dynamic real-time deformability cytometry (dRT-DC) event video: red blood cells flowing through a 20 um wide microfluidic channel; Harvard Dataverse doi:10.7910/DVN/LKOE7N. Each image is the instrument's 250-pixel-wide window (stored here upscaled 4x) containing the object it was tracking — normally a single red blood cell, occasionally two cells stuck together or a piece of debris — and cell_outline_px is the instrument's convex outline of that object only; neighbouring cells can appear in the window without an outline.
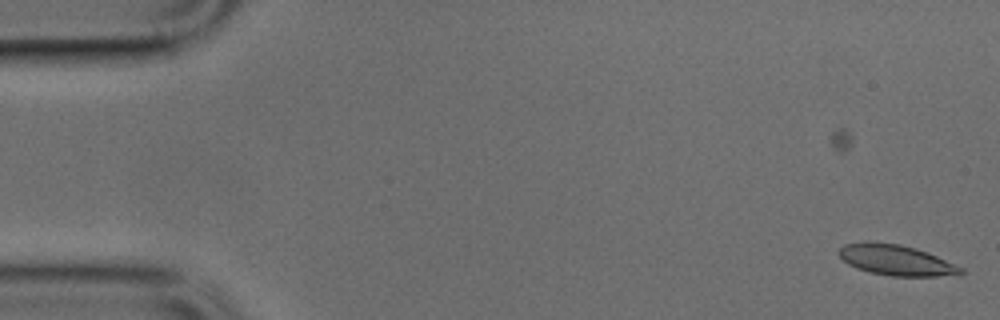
{"species": "common noctule bat (a hibernating species)", "species_latin": "Nyctalus noctula", "temperature_condition": "cold", "stored_images_in_passage": 6, "camera_frame_rate_fps": 3000, "um_per_image_px": 0.085, "animal": {"sex": "male", "body_mass_g": 17.9, "forearm_length_mm": 54.2}, "frame": {"image": 1, "passage_image": 6, "time_ms": 1.667, "image_size_px": [1000, 320], "cell_outline_px": [[964, 272], [936, 276], [892, 276], [872, 272], [856, 268], [848, 264], [836, 252], [844, 244], [868, 240], [900, 244], [916, 248], [928, 252], [964, 268]], "centroid_in_image_um": [76.11, 22.08], "position_along_channel_um": 8.9, "area_um2": 21.73}}